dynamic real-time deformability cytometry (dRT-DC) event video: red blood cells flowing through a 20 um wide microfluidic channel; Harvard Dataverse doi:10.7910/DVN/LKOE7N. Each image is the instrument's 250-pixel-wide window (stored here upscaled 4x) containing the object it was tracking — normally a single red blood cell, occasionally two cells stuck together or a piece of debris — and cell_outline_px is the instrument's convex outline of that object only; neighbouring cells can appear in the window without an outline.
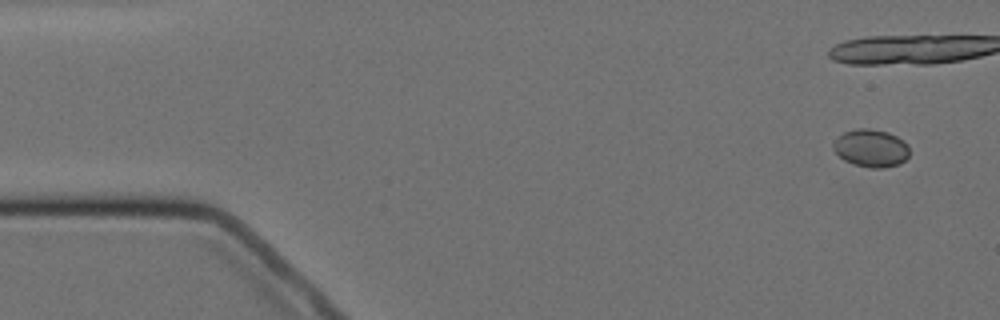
{"species": "Egyptian fruit bat (a non-hibernating species)", "species_latin": "Rousettus aegyptiacus", "temperature_condition": "cold", "stored_images_in_passage": 6, "camera_frame_rate_fps": 3000, "um_per_image_px": 0.085, "animal": {"sex": "female"}, "frame": {"image": 1, "passage_image": 1, "time_ms": 0.0, "image_size_px": [1000, 320], "cell_outline_px": [[908, 156], [900, 164], [884, 168], [872, 168], [856, 164], [844, 160], [832, 148], [832, 144], [844, 132], [856, 128], [868, 128], [888, 132], [904, 140], [908, 144]], "centroid_in_image_um": [74.05, 12.58], "position_along_channel_um": 10.9, "area_um2": 16.65}}
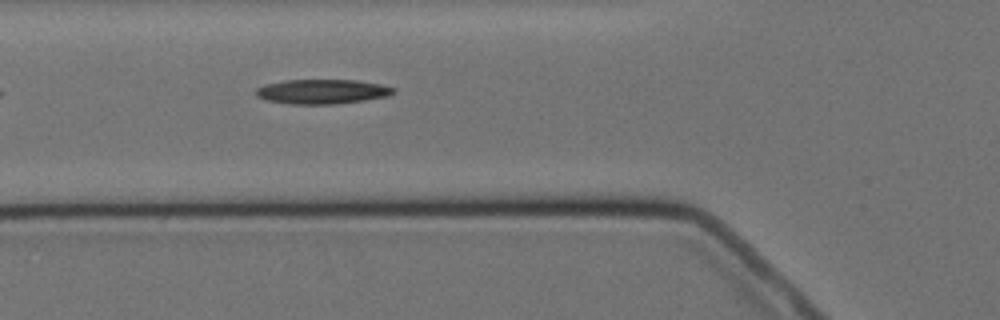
{"frame": {"image": 2, "passage_image": 6, "time_ms": 6.667, "image_size_px": [1000, 320], "cell_outline_px": [[396, 92], [388, 96], [364, 100], [332, 104], [292, 104], [264, 100], [256, 96], [256, 88], [264, 84], [284, 80], [356, 80], [380, 84], [396, 88]], "centroid_in_image_um": [27.36, 7.78], "position_along_channel_um": 98.4, "area_um2": 19.77}}